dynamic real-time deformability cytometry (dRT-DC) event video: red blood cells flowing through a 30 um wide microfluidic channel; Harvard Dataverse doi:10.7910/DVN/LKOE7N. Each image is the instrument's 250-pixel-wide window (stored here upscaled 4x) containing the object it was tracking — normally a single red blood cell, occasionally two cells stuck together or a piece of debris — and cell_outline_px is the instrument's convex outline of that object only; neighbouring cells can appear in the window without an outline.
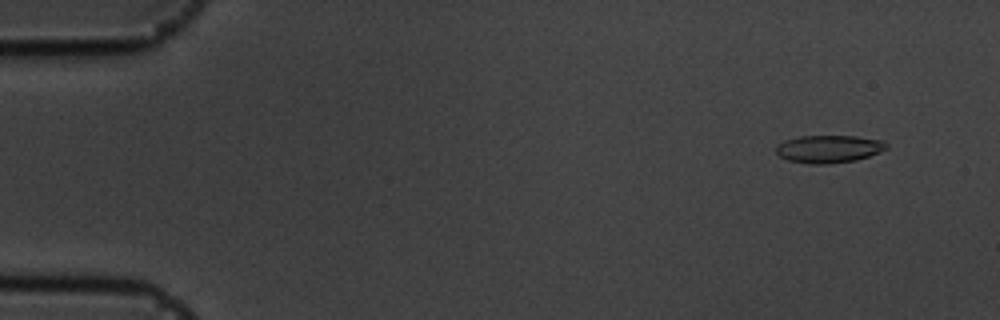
{"species": "common noctule bat (a hibernating species)", "species_latin": "Nyctalus noctula", "temperature_condition": "cold", "stored_images_in_passage": 57, "camera_frame_rate_fps": 3000, "um_per_image_px": 0.085, "animal": {"sex": "male", "body_mass_g": 19.5, "forearm_length_mm": 54.6}, "frame": {"image": 1, "passage_image": 5, "time_ms": 1.333, "image_size_px": [1000, 320], "cell_outline_px": [[888, 148], [880, 152], [856, 160], [828, 164], [808, 164], [788, 160], [780, 156], [776, 152], [776, 148], [784, 140], [800, 136], [856, 136], [884, 140], [888, 144]], "centroid_in_image_um": [70.48, 12.66], "position_along_channel_um": 14.5, "area_um2": 17.86}}
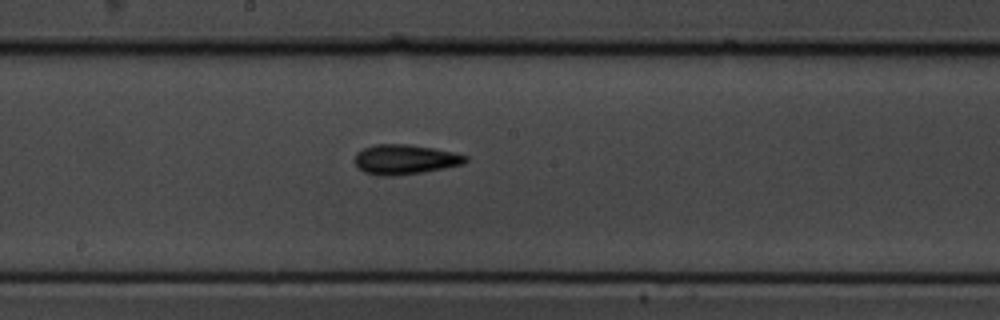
{"frame": {"image": 2, "passage_image": 31, "time_ms": 10.0, "image_size_px": [1000, 320], "cell_outline_px": [[468, 160], [464, 164], [444, 168], [420, 172], [388, 176], [380, 176], [364, 172], [356, 164], [356, 152], [364, 148], [376, 144], [408, 144], [432, 148], [452, 152], [468, 156]], "centroid_in_image_um": [34.43, 13.54], "position_along_channel_um": 213.8, "area_um2": 18.96}}
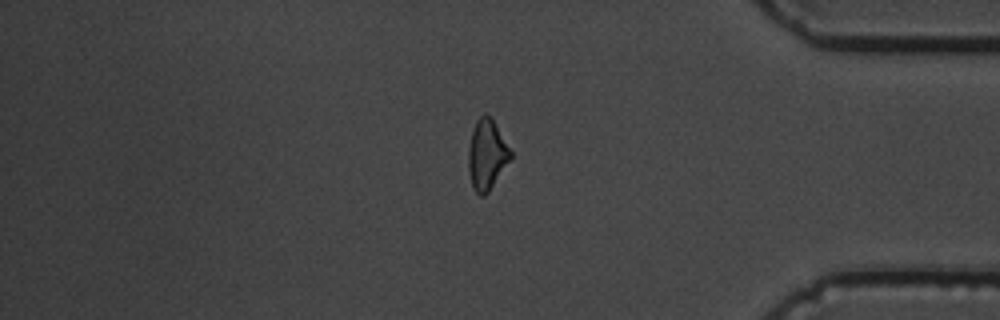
{"frame": {"image": 3, "passage_image": 48, "time_ms": 15.667, "image_size_px": [1000, 320], "cell_outline_px": [[512, 156], [488, 192], [484, 196], [480, 196], [472, 188], [468, 168], [468, 148], [472, 132], [476, 120], [484, 112], [492, 116], [512, 152]], "centroid_in_image_um": [41.37, 13.11], "position_along_channel_um": 393.8, "area_um2": 17.34}, "authors_computed_cell_mechanics": {"area_um2": 17.5134, "velocity_mm_per_s": 3.5976, "shape_relaxation_time_tau1_ms": 4.2431, "shape_relaxation_time_tau2_ms": null, "deformation_change_tau1": 0.1221, "deformation_change_tau2": null}}